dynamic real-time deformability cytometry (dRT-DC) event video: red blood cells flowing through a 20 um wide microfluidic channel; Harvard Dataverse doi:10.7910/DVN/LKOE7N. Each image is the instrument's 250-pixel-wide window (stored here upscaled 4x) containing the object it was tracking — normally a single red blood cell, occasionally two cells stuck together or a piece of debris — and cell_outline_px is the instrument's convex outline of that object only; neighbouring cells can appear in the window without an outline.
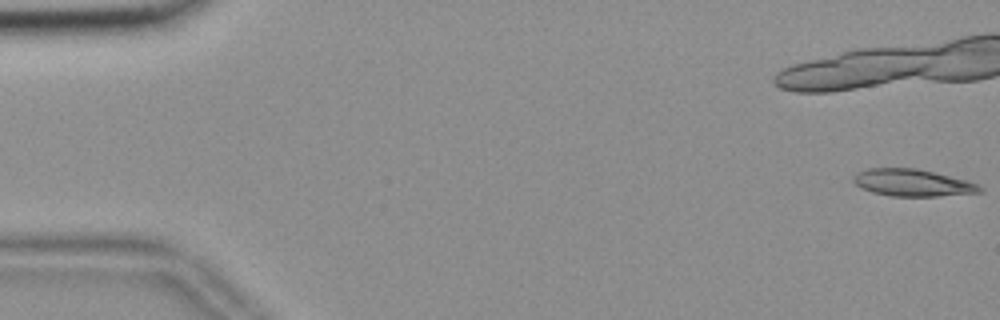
{"species": "common noctule bat (a hibernating species)", "species_latin": "Nyctalus noctula", "temperature_condition": "room temperature", "stored_images_in_passage": 47, "camera_frame_rate_fps": 3000, "um_per_image_px": 0.085, "animal": {"sex": "female", "body_mass_g": 18.4}, "frame": {"image": 1, "passage_image": 1, "time_ms": 0.0, "image_size_px": [1000, 320], "cell_outline_px": [[984, 192], [936, 196], [888, 196], [872, 192], [860, 188], [852, 180], [852, 176], [856, 172], [868, 168], [916, 168], [968, 180], [980, 184], [984, 188]], "centroid_in_image_um": [77.57, 15.53], "position_along_channel_um": 7.4, "area_um2": 20.23}}